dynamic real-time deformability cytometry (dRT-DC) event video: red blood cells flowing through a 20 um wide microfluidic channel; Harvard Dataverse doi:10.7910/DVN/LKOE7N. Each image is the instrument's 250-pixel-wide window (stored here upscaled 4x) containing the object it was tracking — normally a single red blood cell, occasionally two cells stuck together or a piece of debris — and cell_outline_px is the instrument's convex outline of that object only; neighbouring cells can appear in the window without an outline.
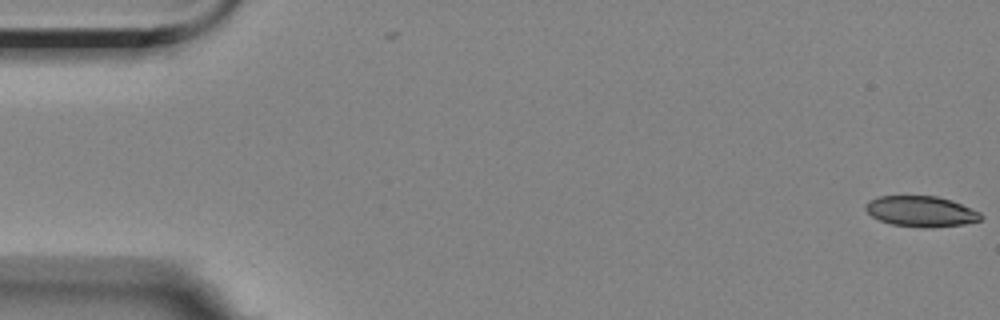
{"species": "Egyptian fruit bat (a non-hibernating species)", "species_latin": "Rousettus aegyptiacus", "temperature_condition": "room temperature", "stored_images_in_passage": 2, "camera_frame_rate_fps": 3000, "um_per_image_px": 0.085, "animal": {"sex": "female"}, "frame": {"image": 1, "passage_image": 2, "time_ms": 0.333, "image_size_px": [1000, 320], "cell_outline_px": [[984, 216], [980, 220], [964, 224], [892, 224], [880, 220], [872, 216], [864, 208], [864, 204], [868, 200], [880, 196], [936, 196], [952, 200], [972, 208], [980, 212]], "centroid_in_image_um": [78.27, 17.89], "position_along_channel_um": 6.7, "area_um2": 19.59}}